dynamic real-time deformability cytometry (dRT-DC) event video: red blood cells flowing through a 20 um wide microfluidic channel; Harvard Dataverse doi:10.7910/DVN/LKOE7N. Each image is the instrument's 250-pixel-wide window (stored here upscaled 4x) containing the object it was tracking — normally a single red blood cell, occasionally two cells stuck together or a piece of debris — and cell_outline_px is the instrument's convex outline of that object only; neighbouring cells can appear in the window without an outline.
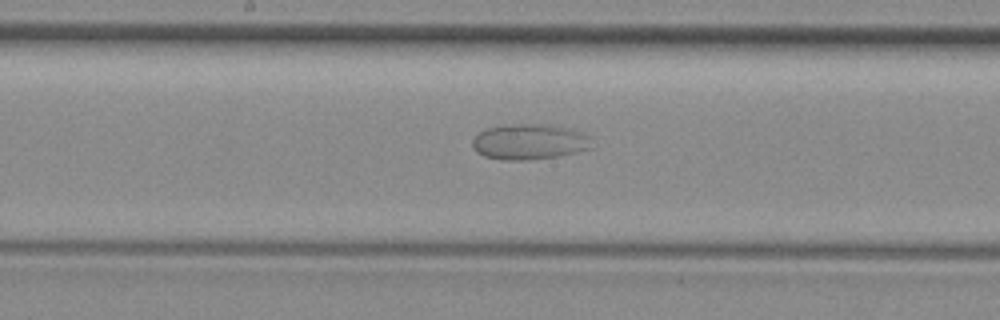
{"species": "common noctule bat (a hibernating species)", "species_latin": "Nyctalus noctula", "temperature_condition": "room temperature", "stored_images_in_passage": 50, "camera_frame_rate_fps": 3000, "um_per_image_px": 0.085, "animal": {"sex": "female", "body_mass_g": 29.2, "forearm_length_mm": 56.3}, "frame": {"image": 1, "passage_image": 25, "time_ms": 8.0, "image_size_px": [1000, 320], "cell_outline_px": [[592, 148], [576, 152], [556, 156], [528, 160], [500, 160], [484, 156], [476, 152], [472, 148], [472, 140], [480, 132], [488, 128], [504, 124], [544, 124], [576, 128], [592, 136]], "centroid_in_image_um": [45.04, 12.04], "position_along_channel_um": 203.2, "area_um2": 25.26}}
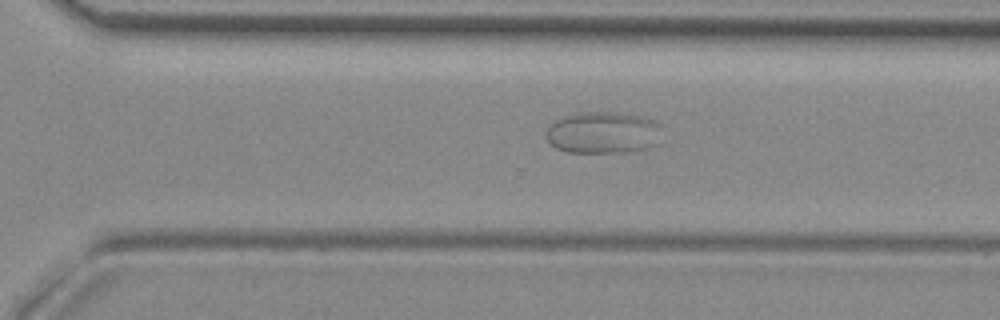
{"frame": {"image": 2, "passage_image": 34, "time_ms": 11.0, "image_size_px": [1000, 320], "cell_outline_px": [[660, 124], [644, 148], [624, 152], [568, 152], [556, 148], [544, 136], [548, 128], [556, 120], [568, 116], [588, 112], [608, 112], [640, 116], [652, 120]], "centroid_in_image_um": [51.09, 11.27], "position_along_channel_um": 319.5, "area_um2": 26.7}}
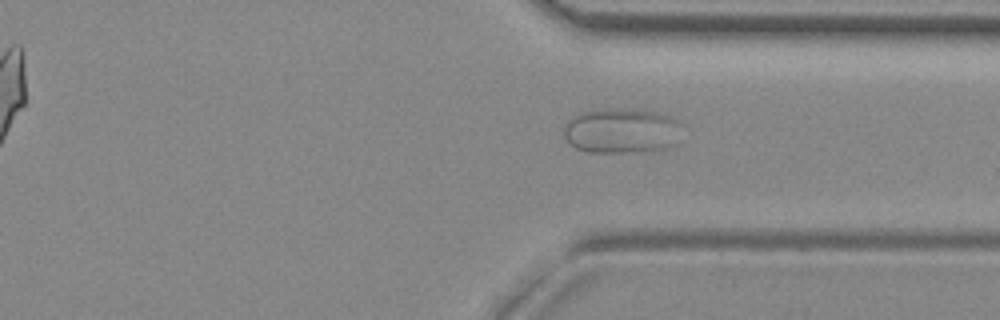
{"frame": {"image": 3, "passage_image": 37, "time_ms": 12.0, "image_size_px": [1000, 320], "cell_outline_px": [[680, 124], [676, 144], [668, 148], [652, 152], [588, 152], [576, 148], [568, 144], [564, 136], [564, 124], [568, 120], [580, 112], [608, 108], [636, 108], [656, 112], [668, 116], [676, 120]], "centroid_in_image_um": [52.81, 11.12], "position_along_channel_um": 358.6, "area_um2": 31.62}}